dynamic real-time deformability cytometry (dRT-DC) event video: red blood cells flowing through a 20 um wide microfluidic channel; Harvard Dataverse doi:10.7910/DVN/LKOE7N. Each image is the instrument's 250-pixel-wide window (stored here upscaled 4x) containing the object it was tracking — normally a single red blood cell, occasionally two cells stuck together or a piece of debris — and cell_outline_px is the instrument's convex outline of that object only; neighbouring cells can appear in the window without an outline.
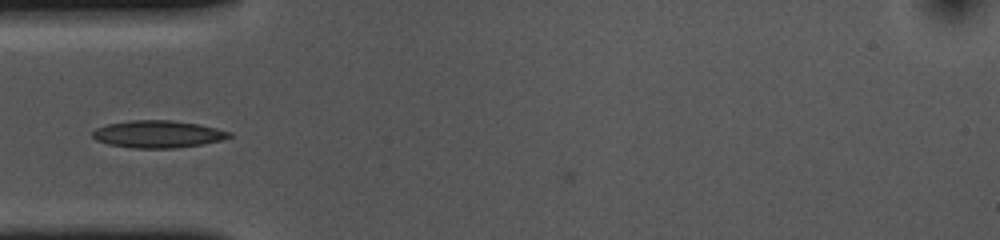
{"species": "common noctule bat (a hibernating species)", "species_latin": "Nyctalus noctula", "temperature_condition": "cold", "stored_images_in_passage": 6, "camera_frame_rate_fps": 3000, "um_per_image_px": 0.085, "animal": {"sex": "female", "body_mass_g": 10.0, "forearm_length_mm": 53.1}, "frame": {"image": 1, "passage_image": 4, "time_ms": 1.0, "image_size_px": [1000, 240], "cell_outline_px": [[232, 136], [220, 140], [200, 144], [172, 148], [132, 148], [108, 144], [96, 140], [92, 136], [92, 132], [96, 128], [108, 124], [128, 120], [172, 120], [200, 124], [232, 132]], "centroid_in_image_um": [13.4, 11.39], "position_along_channel_um": 71.6, "area_um2": 21.68}}